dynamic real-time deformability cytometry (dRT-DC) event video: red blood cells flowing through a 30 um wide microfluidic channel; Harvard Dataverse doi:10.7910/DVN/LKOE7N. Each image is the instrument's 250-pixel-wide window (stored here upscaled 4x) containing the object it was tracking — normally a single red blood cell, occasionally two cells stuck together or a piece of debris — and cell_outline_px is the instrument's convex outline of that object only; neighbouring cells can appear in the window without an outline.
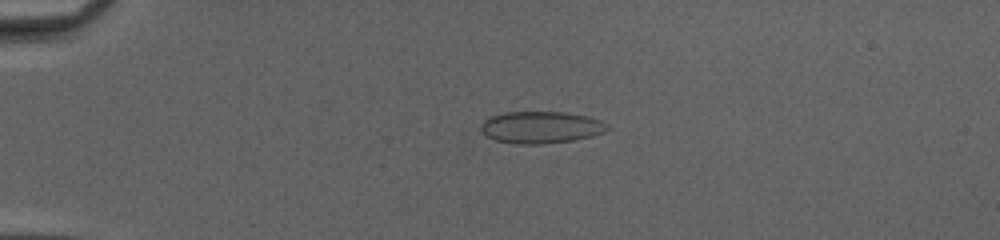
{"species": "common noctule bat (a hibernating species)", "species_latin": "Nyctalus noctula", "temperature_condition": "cold", "stored_images_in_passage": 52, "camera_frame_rate_fps": 3000, "um_per_image_px": 0.085, "animal": {"sex": "female", "body_mass_g": 20.0, "forearm_length_mm": 54.0}, "frame": {"image": 1, "passage_image": 14, "time_ms": 4.333, "image_size_px": [1000, 240], "cell_outline_px": [[612, 128], [604, 132], [592, 136], [576, 140], [544, 144], [512, 144], [496, 140], [488, 136], [480, 128], [480, 124], [488, 116], [504, 112], [564, 112], [588, 116], [600, 120], [608, 124]], "centroid_in_image_um": [46.0, 10.82], "position_along_channel_um": 39.0, "area_um2": 23.87}}
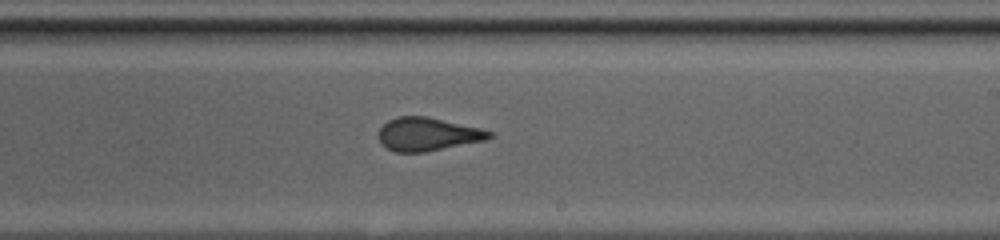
{"frame": {"image": 2, "passage_image": 33, "time_ms": 10.667, "image_size_px": [1000, 240], "cell_outline_px": [[492, 136], [484, 140], [424, 152], [396, 152], [380, 144], [376, 136], [380, 128], [388, 120], [396, 116], [428, 116], [480, 128], [492, 132]], "centroid_in_image_um": [36.28, 11.39], "position_along_channel_um": 252.7, "area_um2": 21.44}}
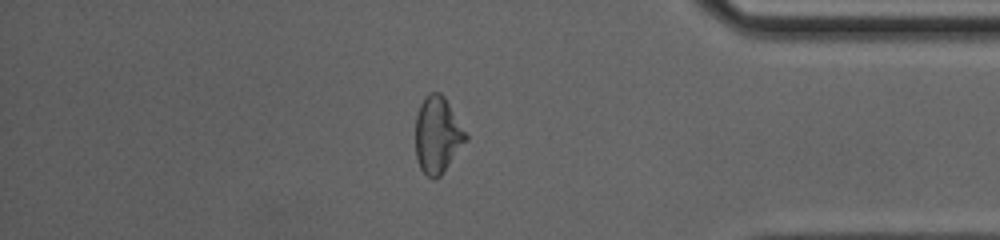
{"frame": {"image": 3, "passage_image": 45, "time_ms": 14.667, "image_size_px": [1000, 240], "cell_outline_px": [[468, 140], [440, 176], [436, 180], [432, 180], [420, 168], [416, 156], [416, 112], [424, 96], [428, 92], [440, 92], [444, 96], [468, 136]], "centroid_in_image_um": [37.18, 11.47], "position_along_channel_um": 398.0, "area_um2": 22.54}, "authors_computed_cell_mechanics": {"area_um2": 22.6865, "velocity_mm_per_s": 4.1741, "shape_relaxation_time_tau1_ms": 8.1325, "shape_relaxation_time_tau2_ms": 0.8624, "deformation_change_tau1": 0.1509, "deformation_change_tau2": 0.051}}